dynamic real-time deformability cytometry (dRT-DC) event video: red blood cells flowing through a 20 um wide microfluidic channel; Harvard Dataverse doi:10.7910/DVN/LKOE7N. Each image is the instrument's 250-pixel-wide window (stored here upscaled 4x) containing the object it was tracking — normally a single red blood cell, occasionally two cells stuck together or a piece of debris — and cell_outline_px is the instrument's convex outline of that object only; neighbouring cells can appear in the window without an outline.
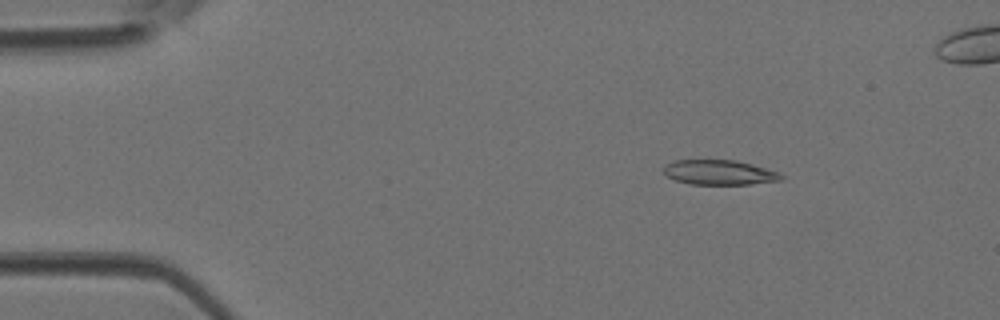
{"species": "Egyptian fruit bat (a non-hibernating species)", "species_latin": "Rousettus aegyptiacus", "temperature_condition": "room temperature", "stored_images_in_passage": 40, "camera_frame_rate_fps": 3000, "um_per_image_px": 0.085, "animal": {"sex": "female"}, "frame": {"image": 1, "passage_image": 1, "time_ms": 0.0, "image_size_px": [1000, 320], "cell_outline_px": [[784, 176], [780, 180], [752, 184], [688, 184], [676, 180], [668, 176], [664, 172], [664, 164], [672, 160], [736, 160], [752, 164], [780, 172]], "centroid_in_image_um": [61.14, 14.65], "position_along_channel_um": 23.9, "area_um2": 17.05}}
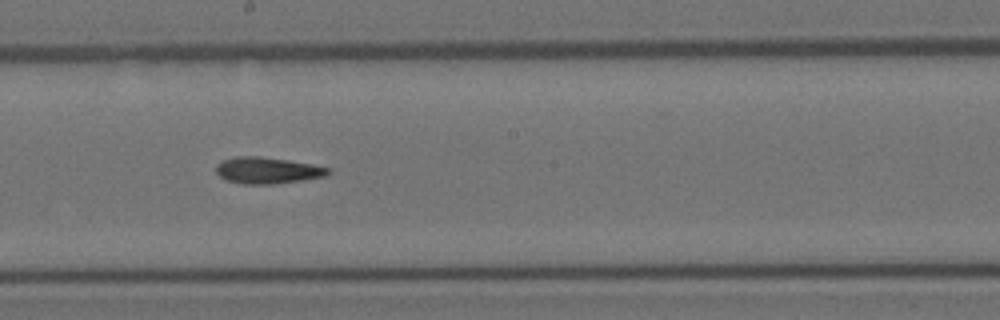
{"frame": {"image": 2, "passage_image": 19, "time_ms": 6.0, "image_size_px": [1000, 320], "cell_outline_px": [[332, 172], [324, 176], [300, 180], [272, 184], [244, 184], [228, 180], [220, 176], [216, 172], [216, 164], [224, 160], [236, 156], [260, 156], [288, 160], [312, 164], [332, 168]], "centroid_in_image_um": [22.75, 14.47], "position_along_channel_um": 225.5, "area_um2": 17.17}}
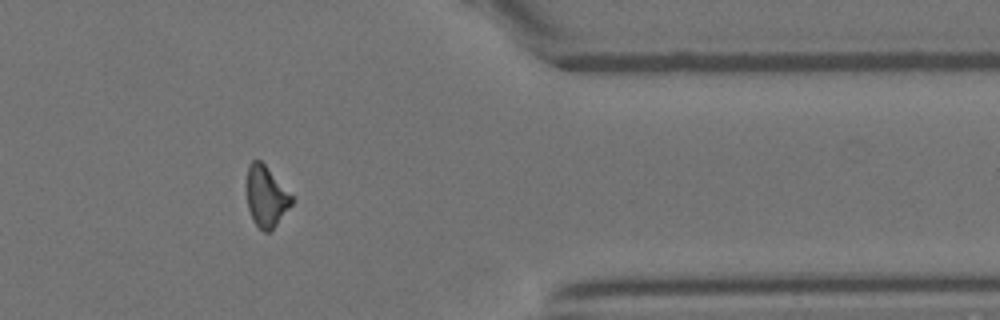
{"frame": {"image": 3, "passage_image": 31, "time_ms": 10.0, "image_size_px": [1000, 320], "cell_outline_px": [[292, 204], [276, 224], [268, 232], [264, 232], [252, 220], [248, 208], [248, 164], [252, 160], [260, 160], [264, 164], [292, 196]], "centroid_in_image_um": [22.61, 16.7], "position_along_channel_um": 388.8, "area_um2": 15.37}}